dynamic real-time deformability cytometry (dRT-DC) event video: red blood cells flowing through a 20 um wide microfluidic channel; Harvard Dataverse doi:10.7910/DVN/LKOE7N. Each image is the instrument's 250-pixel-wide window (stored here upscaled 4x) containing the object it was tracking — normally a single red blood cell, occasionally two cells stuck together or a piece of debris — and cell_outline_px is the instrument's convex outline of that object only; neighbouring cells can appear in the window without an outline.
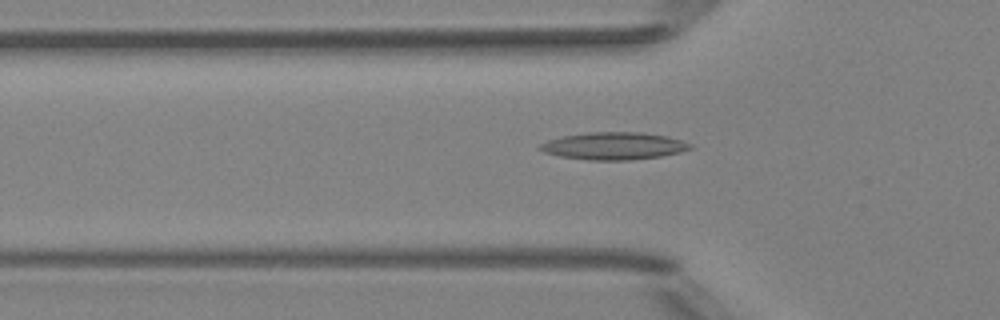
{"species": "Egyptian fruit bat (a non-hibernating species)", "species_latin": "Rousettus aegyptiacus", "temperature_condition": "room temperature", "stored_images_in_passage": 51, "camera_frame_rate_fps": 3000, "um_per_image_px": 0.085, "animal": {"sex": "female"}, "frame": {"image": 1, "passage_image": 17, "time_ms": 5.333, "image_size_px": [1000, 320], "cell_outline_px": [[692, 148], [680, 152], [660, 156], [628, 160], [588, 160], [560, 156], [544, 152], [536, 148], [540, 144], [548, 140], [564, 136], [588, 132], [640, 132], [668, 136], [692, 144]], "centroid_in_image_um": [52.16, 12.4], "position_along_channel_um": 73.6, "area_um2": 23.87}}
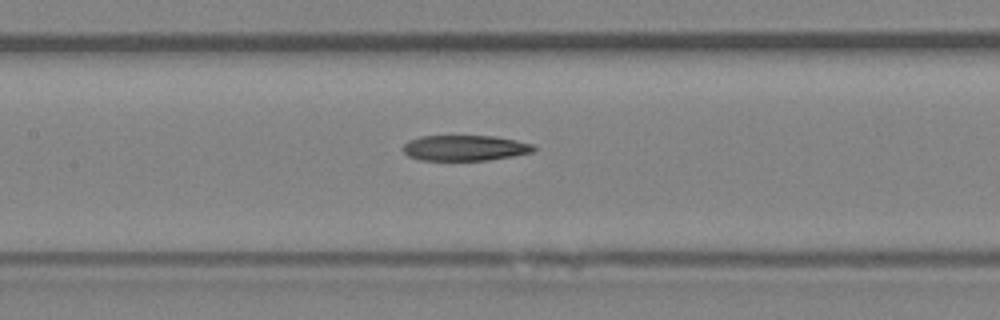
{"frame": {"image": 2, "passage_image": 24, "time_ms": 7.667, "image_size_px": [1000, 320], "cell_outline_px": [[536, 148], [532, 152], [512, 156], [488, 160], [420, 160], [408, 156], [404, 152], [404, 144], [408, 140], [420, 136], [496, 136], [516, 140], [532, 144]], "centroid_in_image_um": [39.5, 12.57], "position_along_channel_um": 167.9, "area_um2": 19.42}}
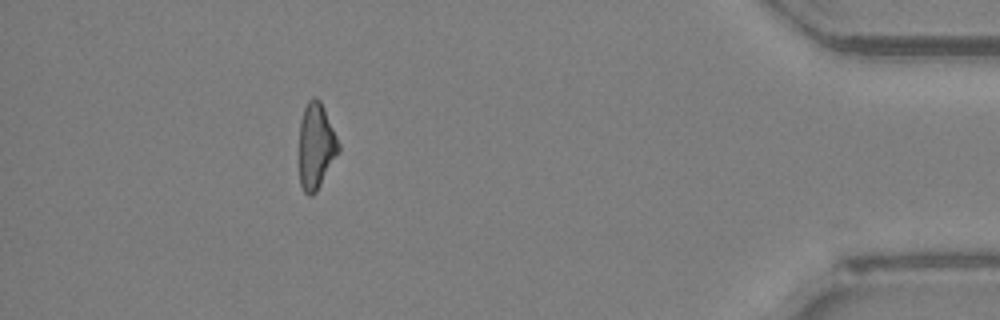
{"frame": {"image": 3, "passage_image": 46, "time_ms": 15.0, "image_size_px": [1000, 320], "cell_outline_px": [[340, 152], [316, 192], [312, 196], [308, 196], [304, 192], [300, 184], [300, 120], [304, 108], [308, 100], [312, 96], [316, 96], [320, 100], [324, 108], [340, 144]], "centroid_in_image_um": [26.87, 12.41], "position_along_channel_um": 408.3, "area_um2": 19.83}}